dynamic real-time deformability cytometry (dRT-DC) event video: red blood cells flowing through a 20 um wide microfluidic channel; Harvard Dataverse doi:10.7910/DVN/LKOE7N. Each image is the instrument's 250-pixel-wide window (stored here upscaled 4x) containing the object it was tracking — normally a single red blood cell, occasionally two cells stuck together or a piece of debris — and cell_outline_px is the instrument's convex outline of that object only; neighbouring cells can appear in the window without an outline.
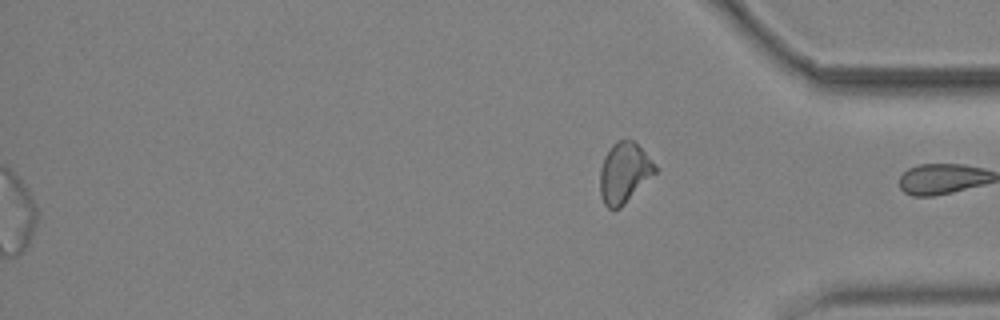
{"species": "common noctule bat (a hibernating species)", "species_latin": "Nyctalus noctula", "temperature_condition": "cold", "stored_images_in_passage": 57, "segment_of_instrument_passage": [2, 2], "camera_frame_rate_fps": 3000, "um_per_image_px": 0.085, "animal": {"sex": "male", "body_mass_g": 19.2, "forearm_length_mm": 51.8}, "frame": {"image": 1, "passage_image": 57, "time_ms": 18.667, "image_size_px": [1000, 320], "cell_outline_px": [[656, 172], [620, 208], [612, 212], [604, 204], [600, 196], [600, 168], [604, 156], [612, 144], [616, 140], [632, 140], [656, 164]], "centroid_in_image_um": [53.02, 14.71], "position_along_channel_um": 382.2, "area_um2": 19.36}}